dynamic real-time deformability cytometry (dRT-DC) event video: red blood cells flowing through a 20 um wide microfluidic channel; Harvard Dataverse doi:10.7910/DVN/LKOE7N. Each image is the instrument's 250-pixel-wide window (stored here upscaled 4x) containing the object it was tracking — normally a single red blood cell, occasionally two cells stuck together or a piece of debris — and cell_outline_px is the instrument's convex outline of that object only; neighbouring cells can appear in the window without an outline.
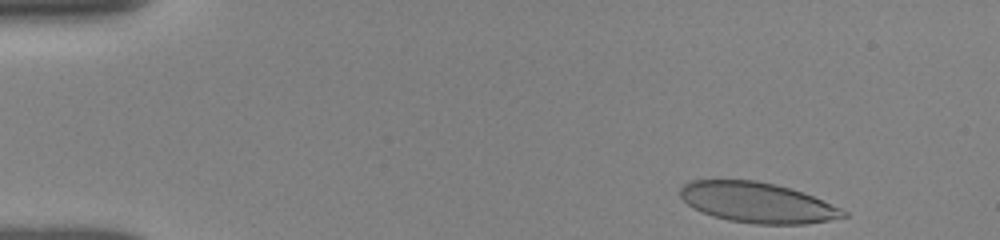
{"species": "human", "species_latin": "Homo sapiens", "temperature_condition": "room temperature", "stored_images_in_passage": 17, "camera_frame_rate_fps": 3000, "um_per_image_px": 0.085, "donor": {"sex": "female"}, "frame": {"image": 1, "passage_image": 1, "time_ms": 0.0, "image_size_px": [1000, 240], "cell_outline_px": [[848, 216], [828, 220], [804, 224], [756, 224], [728, 220], [712, 216], [692, 208], [680, 196], [680, 188], [684, 184], [692, 180], [756, 180], [776, 184], [804, 192], [840, 208], [848, 212]], "centroid_in_image_um": [64.36, 17.21], "position_along_channel_um": 20.6, "area_um2": 38.32}}
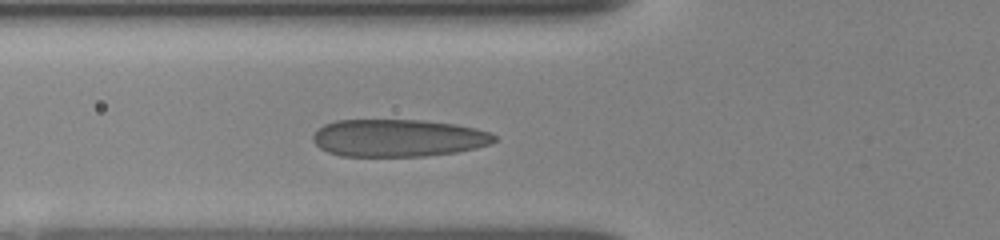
{"frame": {"image": 2, "passage_image": 10, "time_ms": 4.333, "image_size_px": [1000, 240], "cell_outline_px": [[496, 140], [488, 144], [476, 148], [456, 152], [424, 156], [340, 156], [328, 152], [320, 148], [312, 140], [312, 136], [324, 124], [336, 120], [424, 120], [456, 124], [476, 128], [492, 132], [496, 136]], "centroid_in_image_um": [33.86, 11.72], "position_along_channel_um": 91.9, "area_um2": 39.71}}
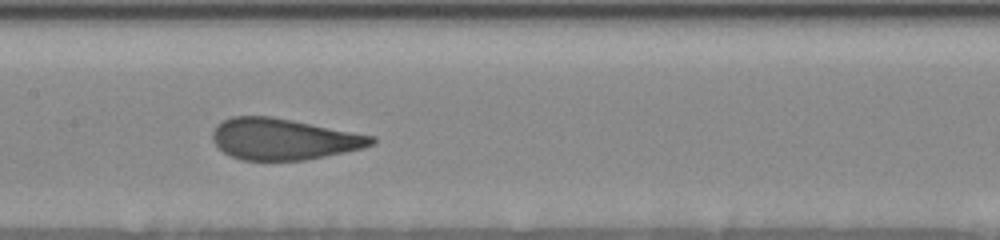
{"frame": {"image": 3, "passage_image": 15, "time_ms": 6.667, "image_size_px": [1000, 240], "cell_outline_px": [[376, 144], [364, 148], [304, 160], [244, 160], [232, 156], [224, 152], [212, 140], [212, 132], [216, 124], [232, 116], [272, 116], [376, 136]], "centroid_in_image_um": [24.12, 11.81], "position_along_channel_um": 183.3, "area_um2": 38.26}}